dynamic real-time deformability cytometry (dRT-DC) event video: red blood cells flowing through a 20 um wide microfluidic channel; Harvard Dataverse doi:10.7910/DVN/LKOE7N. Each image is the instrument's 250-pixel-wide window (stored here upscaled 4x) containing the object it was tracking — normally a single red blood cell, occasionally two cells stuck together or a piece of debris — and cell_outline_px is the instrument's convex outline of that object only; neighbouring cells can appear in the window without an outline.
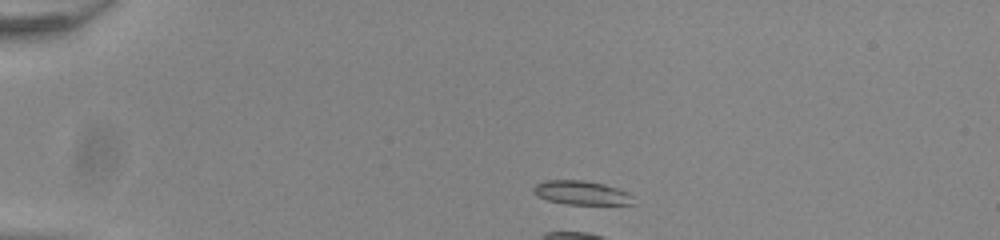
{"species": "common noctule bat (a hibernating species)", "species_latin": "Nyctalus noctula", "temperature_condition": "room temperature", "stored_images_in_passage": 4, "camera_frame_rate_fps": 3000, "um_per_image_px": 0.085, "animal": {"sex": "male", "body_mass_g": 20.0, "forearm_length_mm": 53.3}, "frame": {"image": 1, "passage_image": 2, "time_ms": 0.333, "image_size_px": [1000, 240], "cell_outline_px": [[636, 204], [568, 204], [548, 200], [536, 196], [532, 192], [532, 188], [536, 184], [544, 180], [584, 180], [604, 184], [628, 192], [632, 196]], "centroid_in_image_um": [49.4, 16.38], "position_along_channel_um": 35.6, "area_um2": 13.99}}